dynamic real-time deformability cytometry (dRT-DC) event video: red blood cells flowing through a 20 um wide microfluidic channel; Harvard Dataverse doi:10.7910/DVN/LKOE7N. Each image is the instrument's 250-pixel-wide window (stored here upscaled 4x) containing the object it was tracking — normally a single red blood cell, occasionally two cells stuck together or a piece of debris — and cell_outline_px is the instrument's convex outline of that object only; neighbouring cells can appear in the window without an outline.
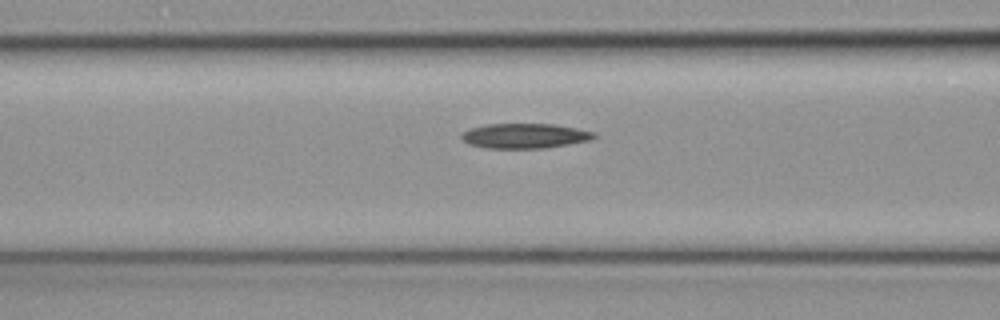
{"species": "common noctule bat (a hibernating species)", "species_latin": "Nyctalus noctula", "temperature_condition": "cold", "stored_images_in_passage": 27, "camera_frame_rate_fps": 3000, "um_per_image_px": 0.085, "animal": {"sex": "female", "body_mass_g": 19.3, "forearm_length_mm": 54.1}, "frame": {"image": 1, "passage_image": 8, "time_ms": 2.333, "image_size_px": [1000, 320], "cell_outline_px": [[596, 136], [588, 140], [568, 144], [544, 148], [484, 148], [468, 144], [460, 136], [464, 132], [472, 128], [488, 124], [552, 124], [576, 128], [596, 132]], "centroid_in_image_um": [44.6, 11.55], "position_along_channel_um": 122.0, "area_um2": 19.02}}
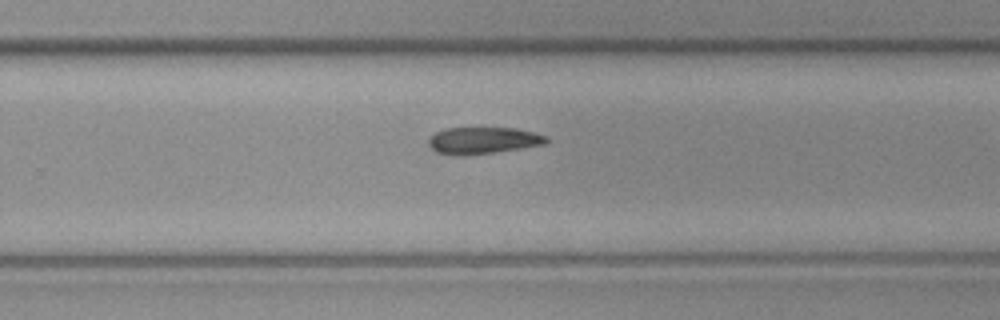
{"frame": {"image": 2, "passage_image": 20, "time_ms": 6.333, "image_size_px": [1000, 320], "cell_outline_px": [[548, 140], [544, 144], [520, 148], [492, 152], [452, 156], [436, 152], [428, 144], [428, 140], [436, 132], [444, 128], [516, 128], [548, 136]], "centroid_in_image_um": [41.03, 11.93], "position_along_channel_um": 288.8, "area_um2": 18.15}}
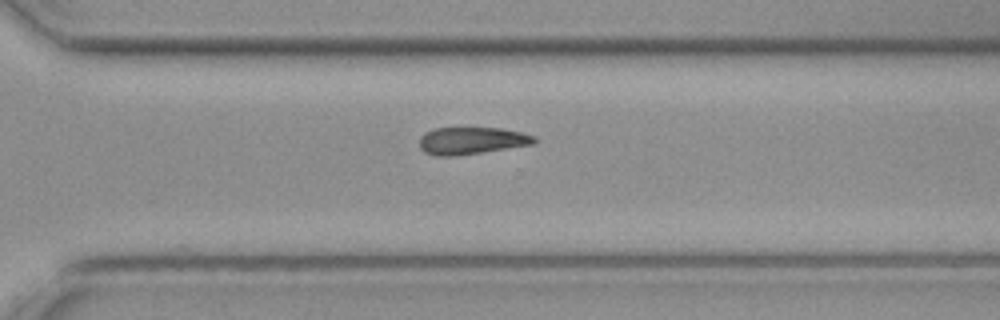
{"frame": {"image": 3, "passage_image": 23, "time_ms": 7.333, "image_size_px": [1000, 320], "cell_outline_px": [[536, 140], [532, 144], [480, 152], [452, 156], [436, 156], [424, 152], [420, 148], [420, 136], [424, 132], [432, 128], [500, 128], [520, 132], [536, 136]], "centroid_in_image_um": [40.03, 11.95], "position_along_channel_um": 330.6, "area_um2": 18.03}}